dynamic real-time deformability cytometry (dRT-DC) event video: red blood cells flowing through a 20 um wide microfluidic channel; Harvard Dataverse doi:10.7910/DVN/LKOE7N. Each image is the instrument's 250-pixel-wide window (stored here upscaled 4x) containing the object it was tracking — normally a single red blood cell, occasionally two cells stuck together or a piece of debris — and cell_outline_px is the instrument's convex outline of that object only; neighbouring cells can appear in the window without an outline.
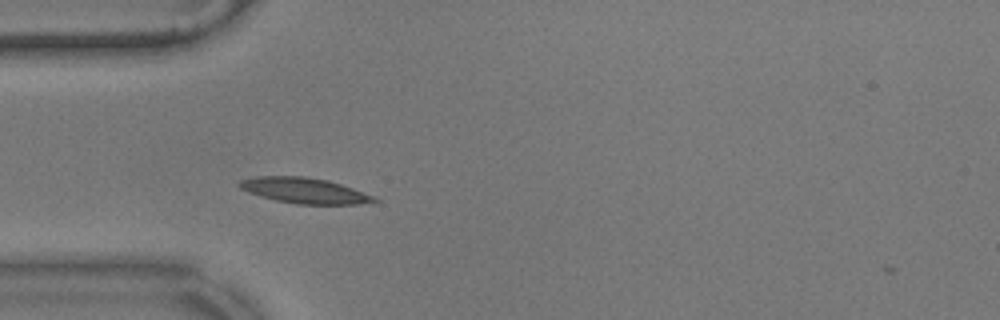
{"species": "common noctule bat (a hibernating species)", "species_latin": "Nyctalus noctula", "temperature_condition": "warm", "stored_images_in_passage": 34, "camera_frame_rate_fps": 3000, "um_per_image_px": 0.085, "animal": {"sex": "male", "body_mass_g": 17.9}, "frame": {"image": 1, "passage_image": 3, "time_ms": 0.667, "image_size_px": [1000, 320], "cell_outline_px": [[380, 200], [360, 204], [296, 204], [276, 200], [248, 192], [240, 188], [236, 184], [240, 180], [256, 176], [308, 176], [328, 180], [376, 196]], "centroid_in_image_um": [25.88, 16.19], "position_along_channel_um": 59.1, "area_um2": 20.11}}
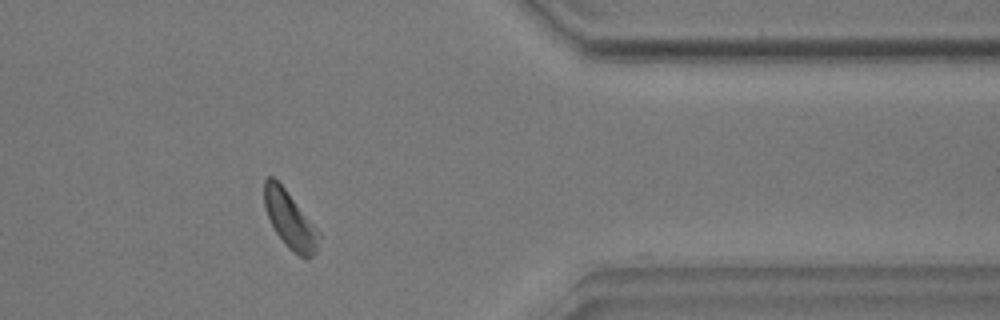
{"frame": {"image": 2, "passage_image": 33, "time_ms": 10.667, "image_size_px": [1000, 320], "cell_outline_px": [[320, 236], [316, 252], [312, 256], [300, 256], [288, 248], [276, 232], [264, 208], [264, 180], [268, 176], [272, 176], [284, 188], [320, 232]], "centroid_in_image_um": [24.63, 18.68], "position_along_channel_um": 386.8, "area_um2": 17.69}, "authors_computed_cell_mechanics": {"area_um2": 17.8024, "velocity_mm_per_s": 3.4965, "shape_relaxation_time_tau1_ms": 3.3895, "shape_relaxation_time_tau2_ms": null, "deformation_change_tau1": 0.0931, "deformation_change_tau2": null}}